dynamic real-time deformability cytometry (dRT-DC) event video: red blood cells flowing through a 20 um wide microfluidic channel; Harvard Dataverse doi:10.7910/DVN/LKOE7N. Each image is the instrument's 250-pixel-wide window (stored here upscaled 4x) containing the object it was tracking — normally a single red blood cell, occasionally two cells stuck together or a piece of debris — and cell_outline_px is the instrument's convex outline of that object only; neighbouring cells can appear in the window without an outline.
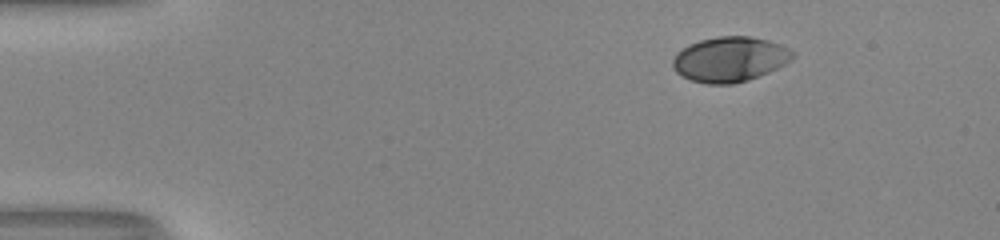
{"species": "human", "species_latin": "Homo sapiens", "temperature_condition": "room temperature", "stored_images_in_passage": 46, "camera_frame_rate_fps": 3000, "um_per_image_px": 0.085, "donor": {"sex": "male"}, "frame": {"image": 1, "passage_image": 1, "time_ms": 0.0, "image_size_px": [1000, 240], "cell_outline_px": [[796, 52], [792, 60], [768, 72], [748, 80], [732, 84], [704, 84], [680, 76], [672, 68], [672, 60], [676, 52], [688, 44], [700, 40], [720, 36], [748, 36], [768, 40], [792, 48]], "centroid_in_image_um": [62.03, 5.04], "position_along_channel_um": 23.0, "area_um2": 31.79}}
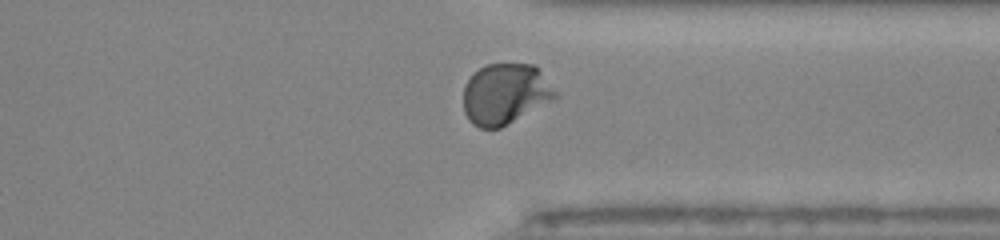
{"frame": {"image": 2, "passage_image": 34, "time_ms": 11.0, "image_size_px": [1000, 240], "cell_outline_px": [[560, 96], [556, 100], [500, 128], [480, 128], [472, 124], [468, 120], [464, 112], [464, 88], [468, 80], [480, 68], [488, 64], [536, 64]], "centroid_in_image_um": [43.0, 8.0], "position_along_channel_um": 368.4, "area_um2": 32.89}}
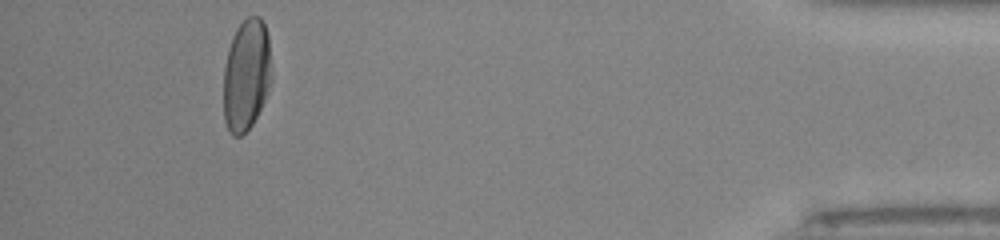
{"frame": {"image": 3, "passage_image": 42, "time_ms": 13.667, "image_size_px": [1000, 240], "cell_outline_px": [[272, 80], [264, 100], [252, 124], [240, 136], [232, 136], [228, 132], [224, 120], [224, 68], [228, 48], [232, 36], [236, 28], [248, 16], [260, 16], [264, 24], [268, 36], [272, 72]], "centroid_in_image_um": [20.94, 6.36], "position_along_channel_um": 414.3, "area_um2": 31.44}, "authors_computed_cell_mechanics": {"area_um2": 31.4432, "velocity_mm_per_s": 4.0568, "shape_relaxation_time_tau1_ms": 2.7591, "shape_relaxation_time_tau2_ms": null, "deformation_change_tau1": 0.163, "deformation_change_tau2": null}}